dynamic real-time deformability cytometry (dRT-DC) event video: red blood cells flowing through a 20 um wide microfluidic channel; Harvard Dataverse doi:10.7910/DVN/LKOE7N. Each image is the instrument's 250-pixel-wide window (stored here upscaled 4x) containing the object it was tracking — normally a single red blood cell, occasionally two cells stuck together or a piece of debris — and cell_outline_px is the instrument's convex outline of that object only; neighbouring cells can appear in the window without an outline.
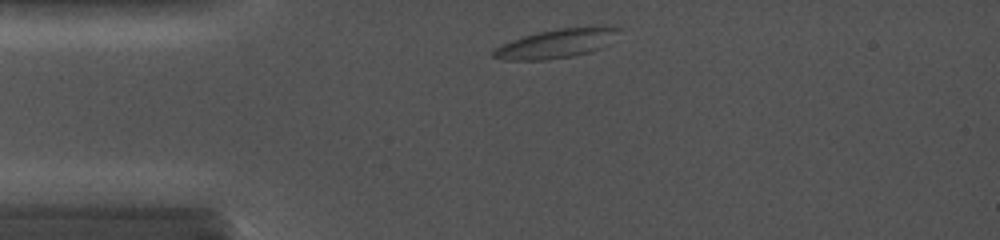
{"species": "common noctule bat (a hibernating species)", "species_latin": "Nyctalus noctula", "temperature_condition": "cold", "stored_images_in_passage": 64, "camera_frame_rate_fps": 5000, "um_per_image_px": 0.085, "animal": {"sex": "female", "body_mass_g": 19.0, "forearm_length_mm": 56.7}, "frame": {"image": 1, "passage_image": 4, "time_ms": 0.6, "image_size_px": [1000, 240], "cell_outline_px": [[624, 28], [612, 44], [588, 52], [572, 56], [548, 60], [508, 60], [492, 56], [492, 52], [496, 48], [504, 44], [524, 36], [540, 32], [560, 28]], "centroid_in_image_um": [47.35, 3.72], "position_along_channel_um": 37.6, "area_um2": 20.69}}
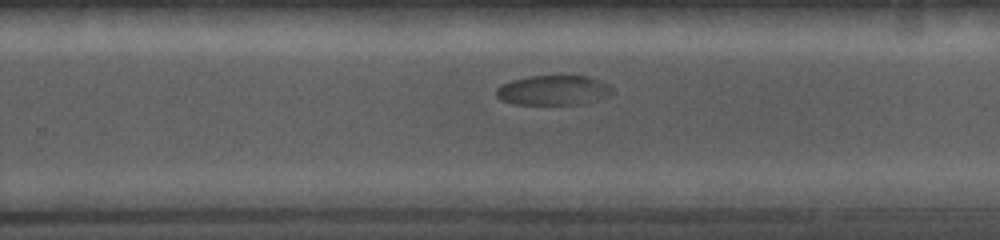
{"frame": {"image": 2, "passage_image": 41, "time_ms": 8.0, "image_size_px": [1000, 240], "cell_outline_px": [[616, 92], [600, 100], [580, 104], [512, 104], [500, 100], [496, 96], [496, 88], [500, 84], [512, 80], [528, 76], [588, 76], [600, 80], [608, 84]], "centroid_in_image_um": [47.04, 7.67], "position_along_channel_um": 282.8, "area_um2": 20.46}}
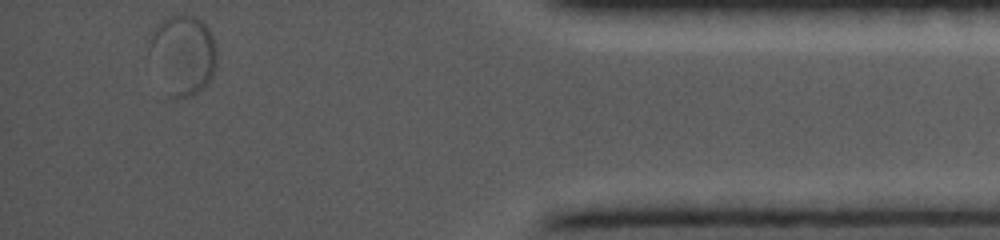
{"frame": {"image": 3, "passage_image": 64, "time_ms": 12.6, "image_size_px": [1000, 240], "cell_outline_px": [[216, 64], [212, 76], [208, 84], [196, 92], [180, 100], [172, 96], [148, 52], [148, 44], [152, 32], [160, 20], [164, 16], [180, 12], [196, 16], [208, 28], [212, 36], [216, 48]], "centroid_in_image_um": [15.56, 4.55], "position_along_channel_um": 419.6, "area_um2": 31.15}}